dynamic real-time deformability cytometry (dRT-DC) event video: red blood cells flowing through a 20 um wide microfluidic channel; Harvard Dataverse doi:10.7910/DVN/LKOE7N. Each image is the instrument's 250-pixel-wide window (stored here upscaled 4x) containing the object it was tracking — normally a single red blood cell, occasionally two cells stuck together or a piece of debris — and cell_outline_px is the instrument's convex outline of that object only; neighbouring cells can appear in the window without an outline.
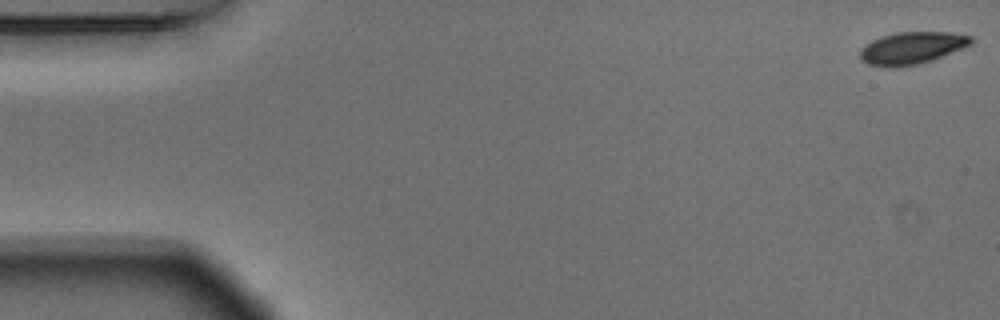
{"species": "Egyptian fruit bat (a non-hibernating species)", "species_latin": "Rousettus aegyptiacus", "temperature_condition": "warm", "stored_images_in_passage": 55, "camera_frame_rate_fps": 3000, "um_per_image_px": 0.085, "animal": {"sex": "male"}, "frame": {"image": 1, "passage_image": 1, "time_ms": 0.0, "image_size_px": [1000, 320], "cell_outline_px": [[972, 44], [932, 60], [916, 64], [888, 68], [868, 64], [860, 60], [860, 48], [872, 40], [880, 36], [896, 32], [948, 32], [972, 36]], "centroid_in_image_um": [77.46, 4.07], "position_along_channel_um": 7.5, "area_um2": 20.81}}
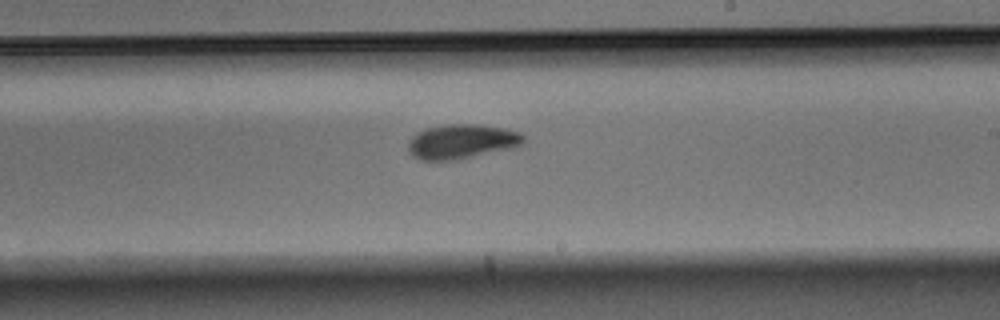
{"frame": {"image": 2, "passage_image": 32, "time_ms": 10.333, "image_size_px": [1000, 320], "cell_outline_px": [[524, 140], [520, 144], [508, 148], [460, 160], [420, 160], [412, 156], [408, 152], [408, 144], [412, 136], [428, 128], [448, 124], [480, 124], [520, 132], [524, 136]], "centroid_in_image_um": [39.2, 12.04], "position_along_channel_um": 249.8, "area_um2": 22.95}}
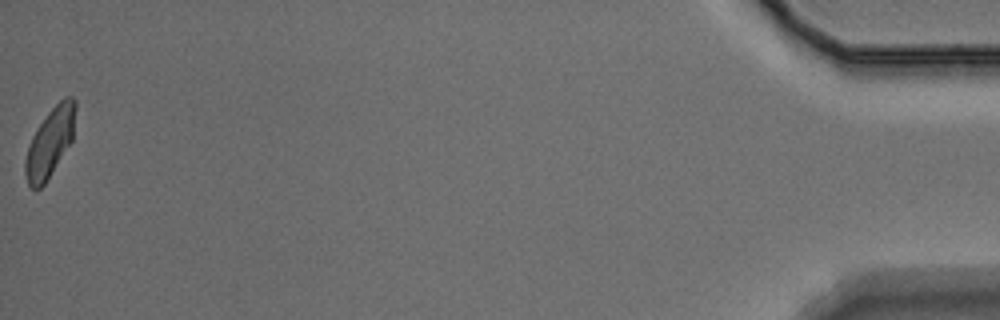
{"frame": {"image": 3, "passage_image": 55, "time_ms": 18.0, "image_size_px": [1000, 320], "cell_outline_px": [[76, 108], [72, 140], [44, 184], [36, 192], [28, 184], [24, 172], [24, 160], [28, 144], [36, 128], [48, 112], [64, 96], [72, 96], [76, 100]], "centroid_in_image_um": [4.23, 12.09], "position_along_channel_um": 431.0, "area_um2": 20.17}, "authors_computed_cell_mechanics": {"area_um2": 21.5594, "velocity_mm_per_s": 3.6652, "shape_relaxation_time_tau1_ms": 2.2498, "shape_relaxation_time_tau2_ms": 2.2038, "deformation_change_tau1": 0.1167, "deformation_change_tau2": 0.0563}}